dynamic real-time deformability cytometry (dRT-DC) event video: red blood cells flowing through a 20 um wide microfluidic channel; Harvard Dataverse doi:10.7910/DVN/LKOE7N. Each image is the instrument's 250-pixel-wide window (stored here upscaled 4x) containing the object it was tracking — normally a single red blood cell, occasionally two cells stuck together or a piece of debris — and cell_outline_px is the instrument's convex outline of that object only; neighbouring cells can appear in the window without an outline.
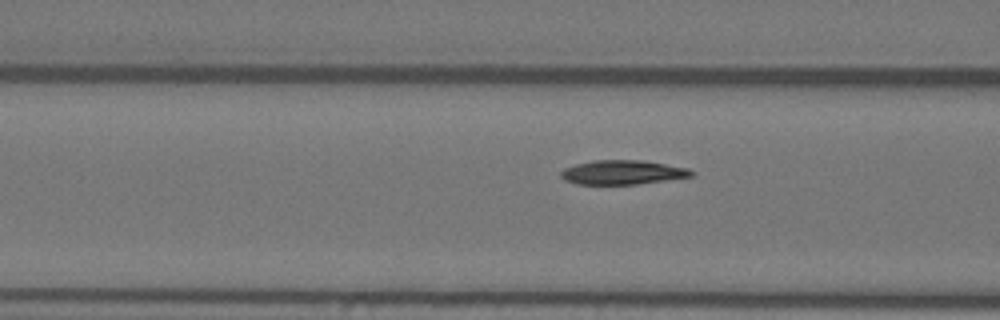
{"species": "Egyptian fruit bat (a non-hibernating species)", "species_latin": "Rousettus aegyptiacus", "temperature_condition": "warm", "stored_images_in_passage": 56, "camera_frame_rate_fps": 3000, "um_per_image_px": 0.085, "animal": {"sex": "female"}, "frame": {"image": 1, "passage_image": 22, "time_ms": 7.0, "image_size_px": [1000, 320], "cell_outline_px": [[696, 172], [692, 176], [636, 184], [576, 184], [564, 180], [560, 176], [560, 172], [564, 168], [576, 164], [592, 160], [640, 160], [688, 168]], "centroid_in_image_um": [52.88, 14.65], "position_along_channel_um": 113.7, "area_um2": 18.32}}
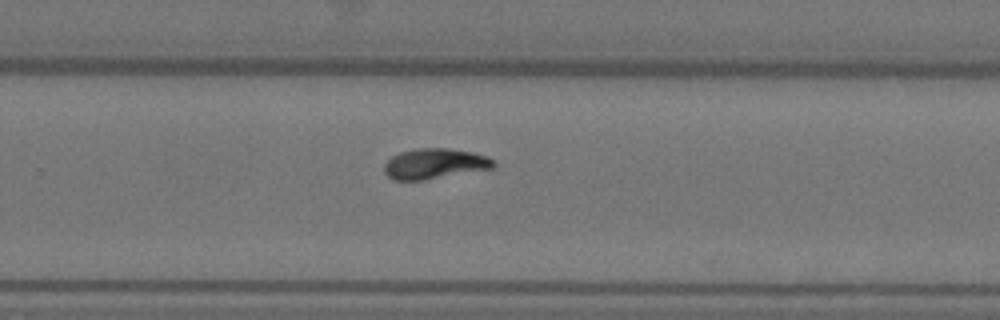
{"frame": {"image": 2, "passage_image": 37, "time_ms": 12.0, "image_size_px": [1000, 320], "cell_outline_px": [[496, 164], [492, 168], [424, 180], [392, 180], [384, 172], [384, 164], [392, 156], [400, 152], [416, 148], [448, 148], [472, 152], [488, 156], [496, 160]], "centroid_in_image_um": [36.95, 13.91], "position_along_channel_um": 292.9, "area_um2": 19.42}}
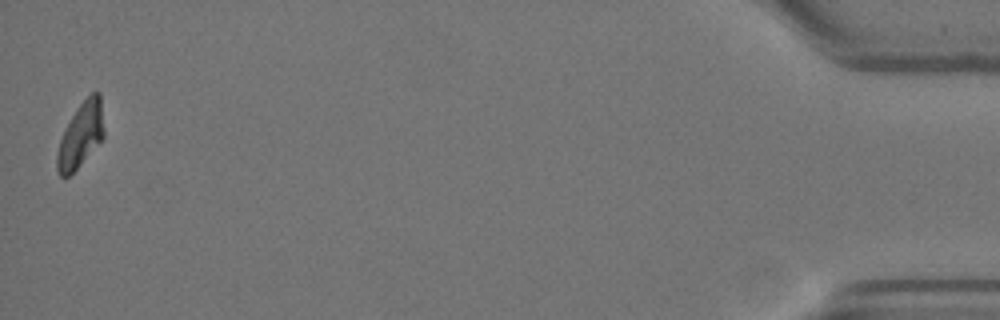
{"frame": {"image": 3, "passage_image": 56, "time_ms": 18.333, "image_size_px": [1000, 320], "cell_outline_px": [[104, 140], [68, 176], [60, 176], [56, 168], [56, 152], [60, 140], [72, 116], [80, 104], [92, 92], [100, 92], [104, 132]], "centroid_in_image_um": [6.88, 11.49], "position_along_channel_um": 428.3, "area_um2": 17.51}, "authors_computed_cell_mechanics": {"area_um2": 18.4382, "velocity_mm_per_s": 3.6042, "shape_relaxation_time_tau1_ms": 3.345, "shape_relaxation_time_tau2_ms": 2.9703, "deformation_change_tau1": 0.1647, "deformation_change_tau2": 0.0441}}